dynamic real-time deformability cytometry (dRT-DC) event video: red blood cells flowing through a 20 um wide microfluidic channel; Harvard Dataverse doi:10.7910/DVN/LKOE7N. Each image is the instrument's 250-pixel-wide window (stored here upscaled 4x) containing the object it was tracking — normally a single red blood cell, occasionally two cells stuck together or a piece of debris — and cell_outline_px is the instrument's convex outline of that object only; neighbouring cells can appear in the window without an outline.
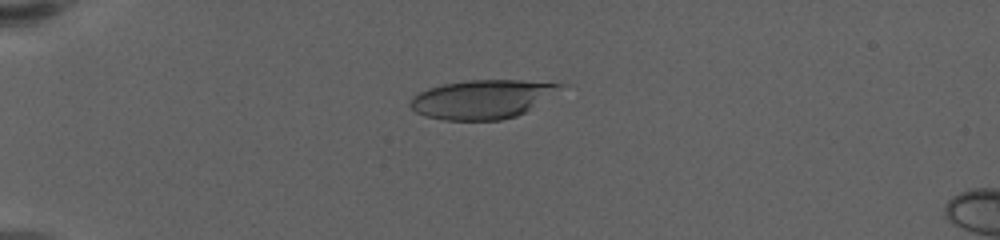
{"species": "human", "species_latin": "Homo sapiens", "temperature_condition": "warm", "stored_images_in_passage": 48, "camera_frame_rate_fps": 3000, "um_per_image_px": 0.085, "donor": {"sex": "female"}, "frame": {"image": 1, "passage_image": 3, "time_ms": 0.667, "image_size_px": [1000, 240], "cell_outline_px": [[564, 84], [524, 112], [516, 116], [500, 120], [444, 120], [424, 116], [416, 112], [408, 104], [412, 96], [428, 88], [444, 84], [468, 80], [520, 80]], "centroid_in_image_um": [40.85, 8.44], "position_along_channel_um": 44.1, "area_um2": 33.18}}
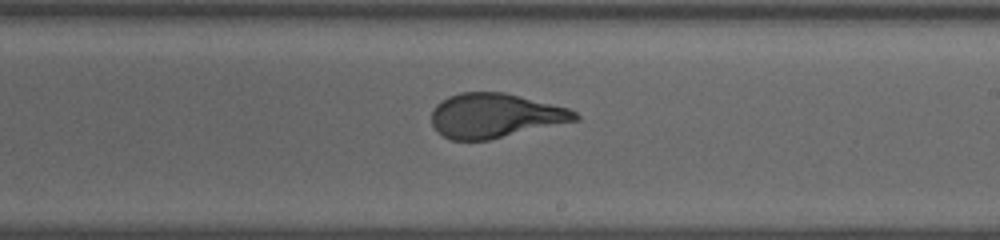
{"frame": {"image": 2, "passage_image": 25, "time_ms": 8.0, "image_size_px": [1000, 240], "cell_outline_px": [[580, 120], [488, 140], [452, 140], [444, 136], [432, 124], [432, 112], [436, 104], [440, 100], [448, 96], [460, 92], [504, 92], [568, 108], [576, 112], [580, 116]], "centroid_in_image_um": [42.09, 9.82], "position_along_channel_um": 246.9, "area_um2": 37.05}}
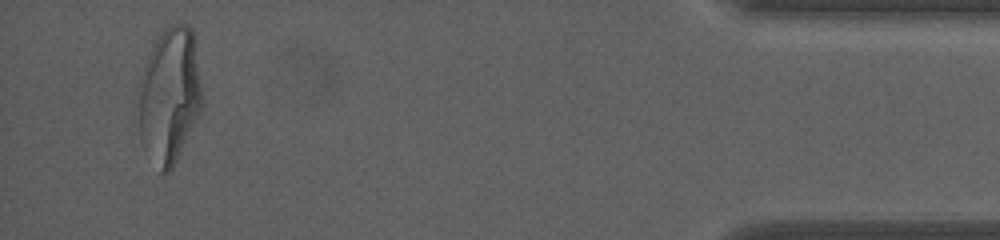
{"frame": {"image": 3, "passage_image": 46, "time_ms": 15.0, "image_size_px": [1000, 240], "cell_outline_px": [[200, 108], [176, 160], [172, 168], [164, 176], [160, 172], [140, 140], [136, 88], [148, 56], [156, 40], [172, 24], [188, 24], [192, 32], [200, 88]], "centroid_in_image_um": [14.32, 8.15], "position_along_channel_um": 420.9, "area_um2": 49.01}, "authors_computed_cell_mechanics": {"area_um2": 37.9168, "velocity_mm_per_s": 3.3825, "shape_relaxation_time_tau1_ms": 5.1738, "shape_relaxation_time_tau2_ms": null, "deformation_change_tau1": 0.2641, "deformation_change_tau2": null}}